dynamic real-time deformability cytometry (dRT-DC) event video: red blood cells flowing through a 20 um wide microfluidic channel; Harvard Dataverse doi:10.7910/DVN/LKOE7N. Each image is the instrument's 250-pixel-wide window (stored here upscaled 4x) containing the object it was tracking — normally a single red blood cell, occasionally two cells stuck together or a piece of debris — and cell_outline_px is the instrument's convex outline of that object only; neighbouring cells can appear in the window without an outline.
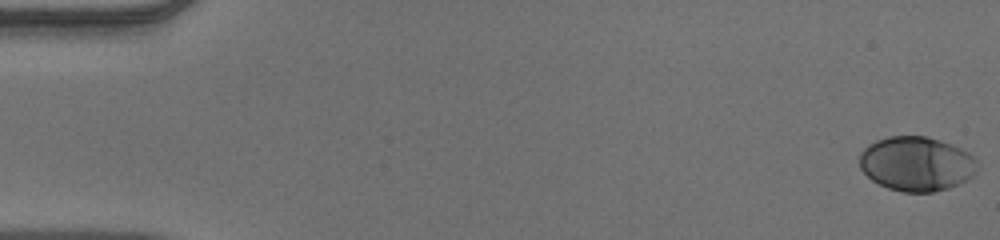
{"species": "human", "species_latin": "Homo sapiens", "temperature_condition": "warm", "stored_images_in_passage": 53, "camera_frame_rate_fps": 3000, "um_per_image_px": 0.085, "donor": {"sex": "male"}, "frame": {"image": 1, "passage_image": 1, "time_ms": 0.0, "image_size_px": [1000, 240], "cell_outline_px": [[976, 172], [968, 180], [948, 188], [932, 192], [904, 192], [888, 188], [872, 180], [860, 168], [860, 152], [868, 144], [876, 140], [888, 136], [928, 136], [952, 144], [968, 152], [976, 160]], "centroid_in_image_um": [77.89, 13.91], "position_along_channel_um": 7.1, "area_um2": 37.45}}
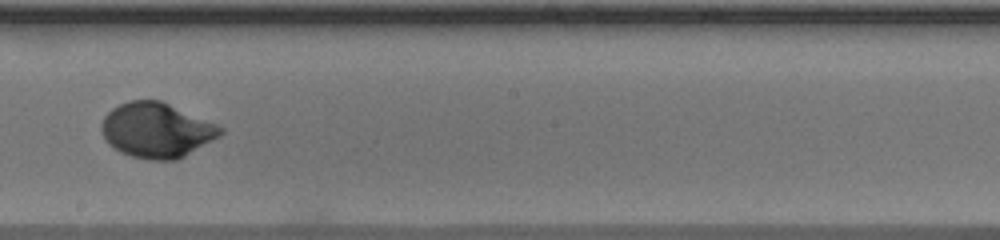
{"frame": {"image": 2, "passage_image": 31, "time_ms": 10.0, "image_size_px": [1000, 240], "cell_outline_px": [[224, 132], [220, 136], [184, 156], [176, 160], [148, 160], [132, 156], [120, 152], [108, 144], [100, 128], [100, 124], [104, 116], [112, 108], [128, 100], [160, 100], [216, 124], [224, 128]], "centroid_in_image_um": [13.28, 11.07], "position_along_channel_um": 234.9, "area_um2": 37.97}}
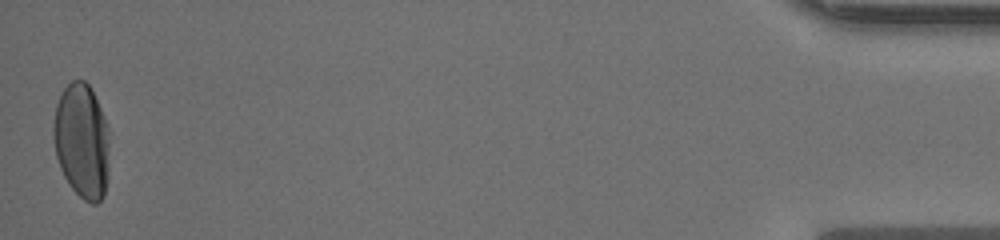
{"frame": {"image": 3, "passage_image": 53, "time_ms": 17.333, "image_size_px": [1000, 240], "cell_outline_px": [[108, 176], [104, 196], [96, 204], [92, 204], [84, 200], [72, 188], [64, 176], [60, 168], [56, 156], [52, 132], [52, 124], [56, 104], [64, 88], [72, 80], [84, 80], [92, 88], [104, 116], [108, 128]], "centroid_in_image_um": [6.95, 11.97], "position_along_channel_um": 428.3, "area_um2": 37.8}, "authors_computed_cell_mechanics": {"area_um2": 36.703, "velocity_mm_per_s": 3.8879, "shape_relaxation_time_tau1_ms": 3.5762, "shape_relaxation_time_tau2_ms": null, "deformation_change_tau1": 0.1772, "deformation_change_tau2": null}}